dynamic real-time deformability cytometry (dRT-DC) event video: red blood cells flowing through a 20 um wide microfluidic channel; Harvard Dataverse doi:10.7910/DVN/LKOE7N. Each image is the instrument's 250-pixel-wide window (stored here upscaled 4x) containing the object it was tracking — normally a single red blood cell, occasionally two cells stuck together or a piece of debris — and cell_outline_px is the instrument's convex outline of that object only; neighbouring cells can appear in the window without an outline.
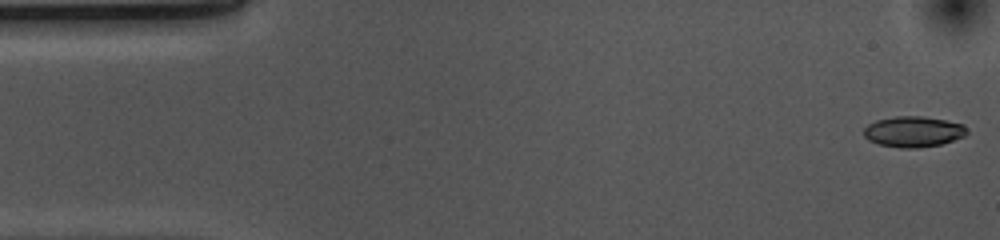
{"species": "common noctule bat (a hibernating species)", "species_latin": "Nyctalus noctula", "temperature_condition": "cold", "stored_images_in_passage": 53, "camera_frame_rate_fps": 3000, "um_per_image_px": 0.085, "animal": {"sex": "female", "body_mass_g": 10.0, "forearm_length_mm": 53.1}, "frame": {"image": 1, "passage_image": 1, "time_ms": 0.0, "image_size_px": [1000, 240], "cell_outline_px": [[968, 132], [964, 136], [940, 144], [916, 148], [900, 148], [880, 144], [868, 140], [864, 136], [864, 128], [868, 124], [876, 120], [896, 116], [920, 116], [944, 120], [964, 124], [968, 128]], "centroid_in_image_um": [77.63, 11.18], "position_along_channel_um": 7.4, "area_um2": 18.38}}
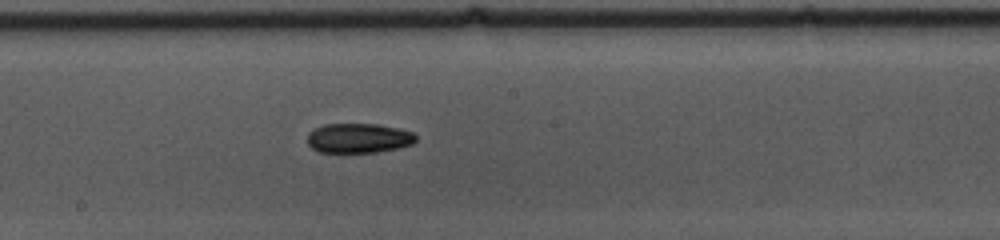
{"frame": {"image": 2, "passage_image": 27, "time_ms": 8.667, "image_size_px": [1000, 240], "cell_outline_px": [[416, 140], [412, 144], [400, 148], [376, 152], [320, 152], [312, 148], [308, 144], [308, 132], [312, 128], [324, 124], [376, 124], [400, 128], [412, 132], [416, 136]], "centroid_in_image_um": [30.47, 11.73], "position_along_channel_um": 217.7, "area_um2": 18.9}}
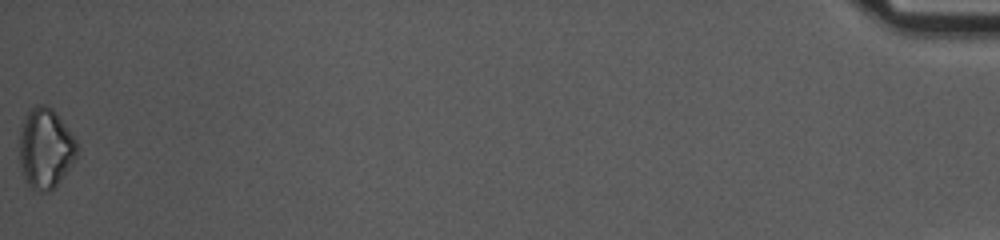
{"frame": {"image": 3, "passage_image": 53, "time_ms": 17.333, "image_size_px": [1000, 240], "cell_outline_px": [[76, 156], [72, 164], [60, 180], [48, 192], [40, 192], [32, 188], [28, 184], [20, 168], [20, 128], [28, 108], [36, 104], [44, 104], [52, 108], [56, 112], [76, 140]], "centroid_in_image_um": [3.84, 12.57], "position_along_channel_um": 431.4, "area_um2": 26.82}, "authors_computed_cell_mechanics": {"area_um2": 19.0162, "velocity_mm_per_s": 3.7058, "shape_relaxation_time_tau1_ms": 2.7854, "shape_relaxation_time_tau2_ms": null, "deformation_change_tau1": 0.098, "deformation_change_tau2": null}}